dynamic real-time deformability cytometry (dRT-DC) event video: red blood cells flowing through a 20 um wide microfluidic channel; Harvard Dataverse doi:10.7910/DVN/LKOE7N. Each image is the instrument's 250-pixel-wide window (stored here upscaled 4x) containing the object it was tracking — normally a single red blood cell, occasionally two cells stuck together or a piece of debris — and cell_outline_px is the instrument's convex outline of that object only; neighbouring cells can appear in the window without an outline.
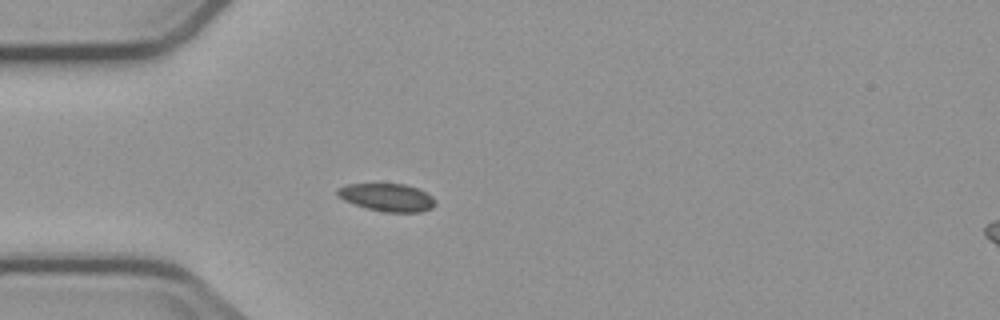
{"species": "common noctule bat (a hibernating species)", "species_latin": "Nyctalus noctula", "temperature_condition": "cold", "stored_images_in_passage": 5, "camera_frame_rate_fps": 3000, "um_per_image_px": 0.085, "animal": {"sex": "male", "body_mass_g": 23.1, "forearm_length_mm": 52.7}, "frame": {"image": 1, "passage_image": 4, "time_ms": 5.333, "image_size_px": [1000, 320], "cell_outline_px": [[436, 204], [432, 208], [420, 212], [384, 212], [368, 208], [344, 200], [336, 192], [336, 188], [348, 184], [404, 184], [416, 188], [432, 196], [436, 200]], "centroid_in_image_um": [32.93, 16.78], "position_along_channel_um": 52.1, "area_um2": 15.66}}